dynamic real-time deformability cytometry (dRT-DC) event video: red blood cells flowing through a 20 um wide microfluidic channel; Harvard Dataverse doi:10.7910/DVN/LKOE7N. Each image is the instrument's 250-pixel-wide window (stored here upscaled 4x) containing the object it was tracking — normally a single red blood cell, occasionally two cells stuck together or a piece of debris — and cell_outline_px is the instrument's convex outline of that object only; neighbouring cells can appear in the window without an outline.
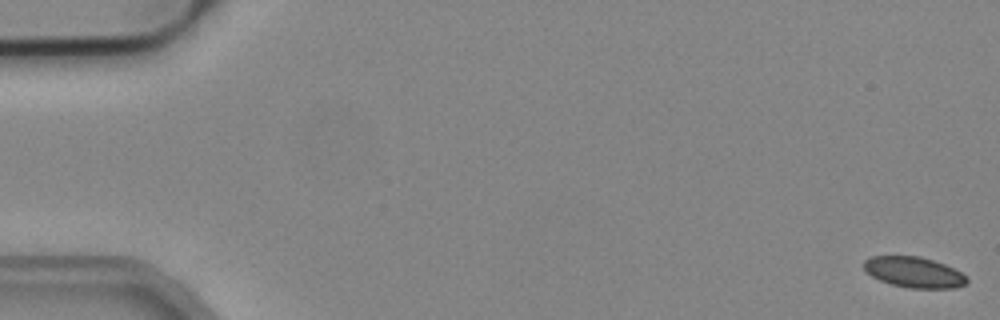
{"species": "common noctule bat (a hibernating species)", "species_latin": "Nyctalus noctula", "temperature_condition": "cold", "stored_images_in_passage": 53, "camera_frame_rate_fps": 3000, "um_per_image_px": 0.085, "animal": {"sex": "male", "body_mass_g": 19.2, "forearm_length_mm": 51.8}, "frame": {"image": 1, "passage_image": 1, "time_ms": 0.0, "image_size_px": [1000, 320], "cell_outline_px": [[968, 280], [964, 284], [956, 288], [908, 288], [892, 284], [880, 280], [872, 276], [864, 268], [864, 260], [872, 256], [920, 256], [944, 264], [968, 276]], "centroid_in_image_um": [77.7, 23.14], "position_along_channel_um": 7.3, "area_um2": 18.26}}
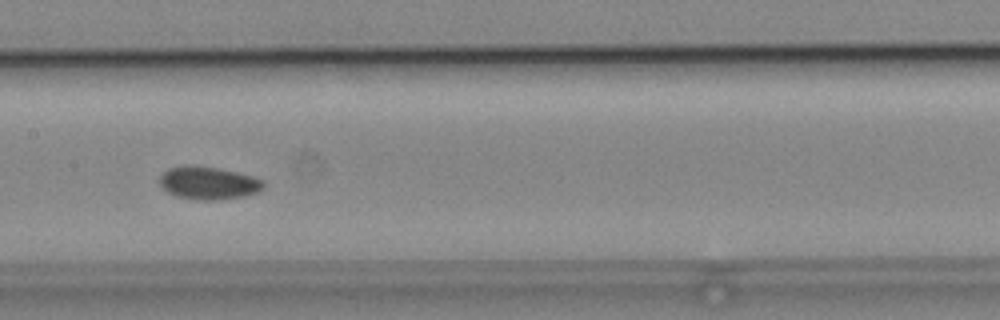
{"frame": {"image": 2, "passage_image": 27, "time_ms": 8.667, "image_size_px": [1000, 320], "cell_outline_px": [[264, 188], [256, 192], [240, 196], [212, 200], [200, 200], [176, 196], [160, 188], [160, 176], [168, 168], [184, 164], [188, 164], [220, 168], [252, 176], [264, 180]], "centroid_in_image_um": [17.67, 15.53], "position_along_channel_um": 189.7, "area_um2": 19.88}}
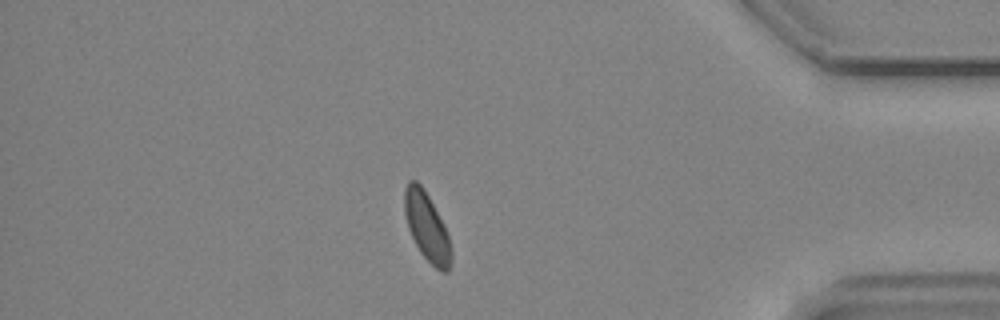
{"frame": {"image": 3, "passage_image": 46, "time_ms": 15.0, "image_size_px": [1000, 320], "cell_outline_px": [[452, 260], [448, 272], [444, 272], [436, 268], [420, 252], [408, 228], [404, 212], [404, 188], [408, 180], [416, 180], [424, 188], [444, 224], [448, 232], [452, 252]], "centroid_in_image_um": [36.29, 19.26], "position_along_channel_um": 398.9, "area_um2": 18.67}}